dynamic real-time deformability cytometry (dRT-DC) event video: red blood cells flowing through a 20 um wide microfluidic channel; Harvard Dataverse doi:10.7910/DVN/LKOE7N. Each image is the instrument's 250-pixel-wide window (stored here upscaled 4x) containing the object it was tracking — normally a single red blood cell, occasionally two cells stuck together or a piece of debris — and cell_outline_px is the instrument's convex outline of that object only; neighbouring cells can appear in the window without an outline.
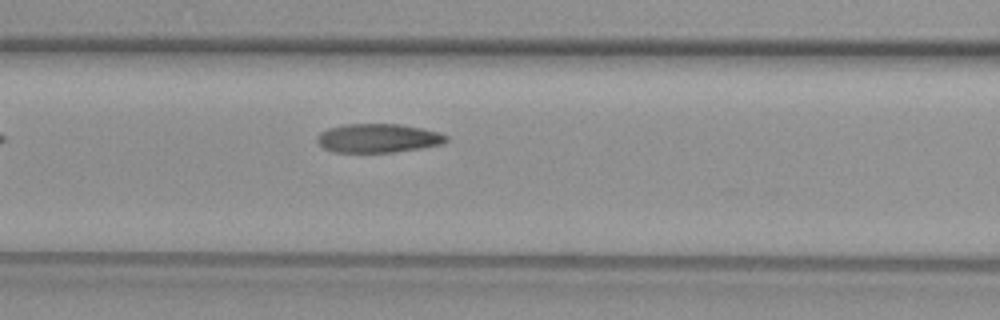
{"species": "common noctule bat (a hibernating species)", "species_latin": "Nyctalus noctula", "temperature_condition": "warm", "stored_images_in_passage": 5, "camera_frame_rate_fps": 3000, "um_per_image_px": 0.085, "animal": {"sex": "female", "body_mass_g": 29.2, "forearm_length_mm": 56.3}, "frame": {"image": 1, "passage_image": 5, "time_ms": 6.0, "image_size_px": [1000, 320], "cell_outline_px": [[448, 140], [444, 144], [396, 152], [332, 152], [324, 148], [316, 140], [316, 136], [320, 132], [328, 128], [344, 124], [400, 124], [440, 132], [448, 136]], "centroid_in_image_um": [32.14, 11.74], "position_along_channel_um": 134.5, "area_um2": 21.85}}